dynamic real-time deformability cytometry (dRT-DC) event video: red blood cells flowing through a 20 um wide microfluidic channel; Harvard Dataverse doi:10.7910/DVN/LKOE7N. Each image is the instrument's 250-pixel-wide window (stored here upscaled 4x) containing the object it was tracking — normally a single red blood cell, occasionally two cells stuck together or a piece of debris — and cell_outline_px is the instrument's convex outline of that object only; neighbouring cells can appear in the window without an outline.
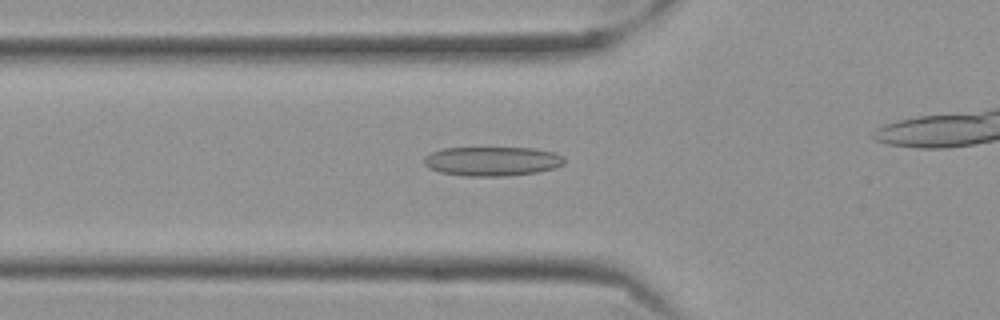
{"species": "Egyptian fruit bat (a non-hibernating species)", "species_latin": "Rousettus aegyptiacus", "temperature_condition": "cold", "stored_images_in_passage": 47, "camera_frame_rate_fps": 3000, "um_per_image_px": 0.085, "frame": {"image": 1, "passage_image": 20, "time_ms": 6.333, "image_size_px": [1000, 320], "cell_outline_px": [[564, 164], [552, 168], [536, 172], [508, 176], [464, 176], [440, 172], [428, 168], [424, 164], [424, 156], [432, 152], [444, 148], [532, 148], [552, 152], [564, 156]], "centroid_in_image_um": [41.8, 13.71], "position_along_channel_um": 84.0, "area_um2": 23.87}}
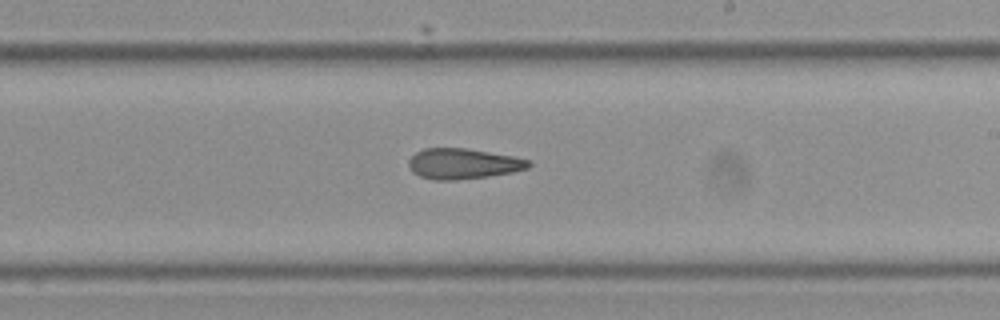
{"frame": {"image": 2, "passage_image": 34, "time_ms": 11.0, "image_size_px": [1000, 320], "cell_outline_px": [[532, 164], [528, 168], [512, 172], [488, 176], [452, 180], [436, 180], [420, 176], [412, 172], [408, 164], [408, 160], [416, 152], [424, 148], [464, 148], [512, 156], [528, 160]], "centroid_in_image_um": [39.33, 13.91], "position_along_channel_um": 249.7, "area_um2": 21.1}}
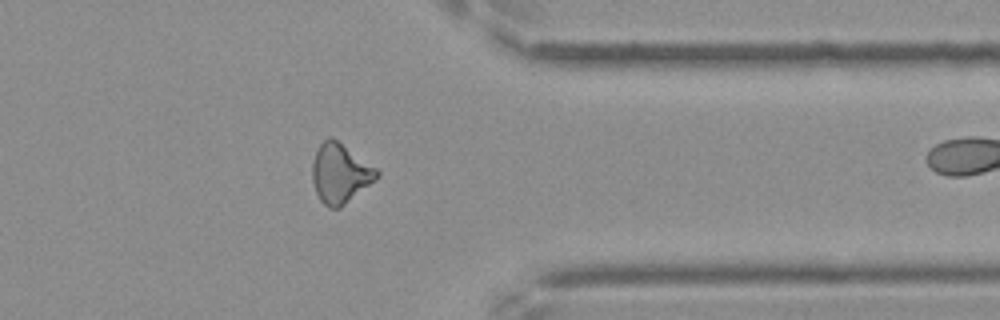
{"frame": {"image": 3, "passage_image": 46, "time_ms": 15.0, "image_size_px": [1000, 320], "cell_outline_px": [[380, 176], [340, 208], [328, 208], [320, 200], [316, 192], [312, 180], [312, 160], [316, 148], [328, 136], [332, 136], [376, 168], [380, 172]], "centroid_in_image_um": [28.88, 14.72], "position_along_channel_um": 382.5, "area_um2": 22.43}}